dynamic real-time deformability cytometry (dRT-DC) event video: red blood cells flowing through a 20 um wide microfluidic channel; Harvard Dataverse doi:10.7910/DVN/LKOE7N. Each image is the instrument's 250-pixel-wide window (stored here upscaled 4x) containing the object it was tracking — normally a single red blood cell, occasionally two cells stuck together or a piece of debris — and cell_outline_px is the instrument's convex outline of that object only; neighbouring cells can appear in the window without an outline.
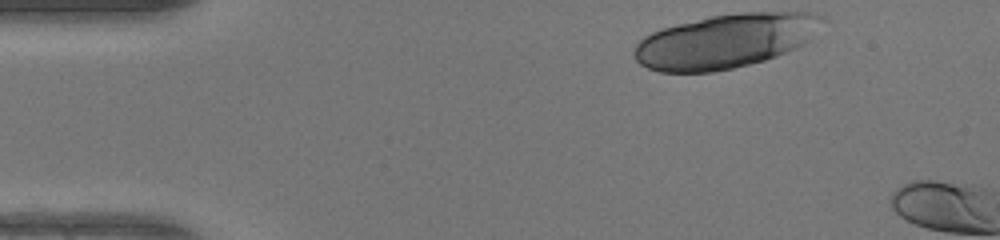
{"species": "human", "species_latin": "Homo sapiens", "temperature_condition": "warm", "stored_images_in_passage": 4, "camera_frame_rate_fps": 3000, "um_per_image_px": 0.085, "donor": {"sex": "female"}, "frame": {"image": 1, "passage_image": 1, "time_ms": 0.0, "image_size_px": [1000, 240], "cell_outline_px": [[824, 16], [816, 40], [776, 56], [764, 60], [732, 68], [712, 72], [660, 72], [648, 68], [640, 64], [636, 60], [632, 52], [636, 44], [644, 36], [652, 32], [676, 24], [712, 16], [740, 12], [816, 12]], "centroid_in_image_um": [61.72, 3.48], "position_along_channel_um": 23.3, "area_um2": 59.82}}